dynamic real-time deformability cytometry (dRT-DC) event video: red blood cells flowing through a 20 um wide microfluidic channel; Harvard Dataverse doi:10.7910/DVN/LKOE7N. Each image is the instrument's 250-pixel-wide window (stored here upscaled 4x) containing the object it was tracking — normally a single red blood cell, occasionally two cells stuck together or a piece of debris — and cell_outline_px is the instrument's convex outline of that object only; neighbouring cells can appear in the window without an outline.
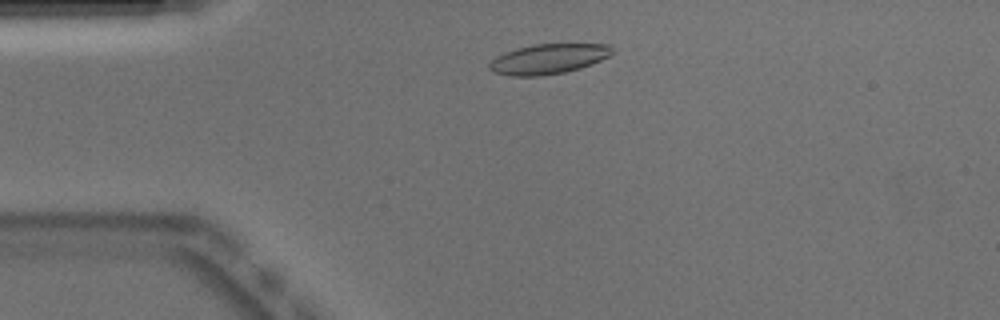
{"species": "Egyptian fruit bat (a non-hibernating species)", "species_latin": "Rousettus aegyptiacus", "temperature_condition": "warm", "stored_images_in_passage": 41, "camera_frame_rate_fps": 3000, "um_per_image_px": 0.085, "animal": {"sex": "male"}, "frame": {"image": 1, "passage_image": 1, "time_ms": 0.0, "image_size_px": [1000, 320], "cell_outline_px": [[612, 52], [608, 56], [600, 60], [580, 68], [564, 72], [540, 76], [512, 76], [492, 72], [488, 68], [488, 64], [496, 56], [504, 52], [516, 48], [532, 44], [608, 44], [612, 48]], "centroid_in_image_um": [46.55, 5.01], "position_along_channel_um": 38.5, "area_um2": 21.44}, "authors_computed_cell_mechanics": {"area_um2": 22.542, "velocity_mm_per_s": 3.864, "shape_relaxation_time_tau1_ms": null, "shape_relaxation_time_tau2_ms": 1.6434, "deformation_change_tau1": null, "deformation_change_tau2": 0.0744}}